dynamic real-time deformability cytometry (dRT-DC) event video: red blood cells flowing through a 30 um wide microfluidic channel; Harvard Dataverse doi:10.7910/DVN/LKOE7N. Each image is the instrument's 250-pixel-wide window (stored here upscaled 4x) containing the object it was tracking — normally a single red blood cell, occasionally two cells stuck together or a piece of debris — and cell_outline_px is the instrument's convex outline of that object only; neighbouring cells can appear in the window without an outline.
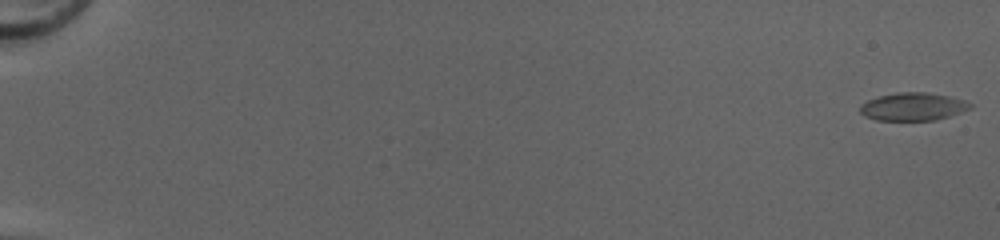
{"species": "common noctule bat (a hibernating species)", "species_latin": "Nyctalus noctula", "temperature_condition": "cold", "stored_images_in_passage": 52, "camera_frame_rate_fps": 3000, "um_per_image_px": 0.085, "animal": {"sex": "female", "body_mass_g": 20.0, "forearm_length_mm": 54.0}, "frame": {"image": 1, "passage_image": 1, "time_ms": 0.0, "image_size_px": [1000, 240], "cell_outline_px": [[972, 108], [936, 120], [876, 120], [864, 116], [860, 112], [860, 104], [868, 100], [880, 96], [896, 92], [924, 92], [948, 96], [964, 100], [972, 104]], "centroid_in_image_um": [77.58, 9.06], "position_along_channel_um": 7.4, "area_um2": 17.8}}
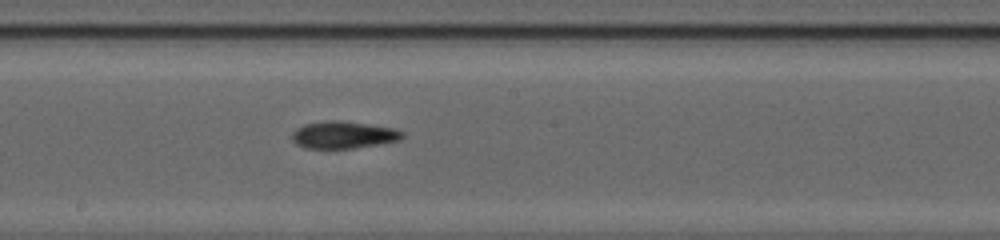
{"frame": {"image": 2, "passage_image": 31, "time_ms": 10.0, "image_size_px": [1000, 240], "cell_outline_px": [[404, 136], [400, 140], [380, 144], [352, 148], [304, 148], [296, 144], [292, 140], [292, 132], [296, 128], [304, 124], [328, 120], [340, 120], [396, 128], [404, 132]], "centroid_in_image_um": [29.2, 11.46], "position_along_channel_um": 219.0, "area_um2": 17.63}}
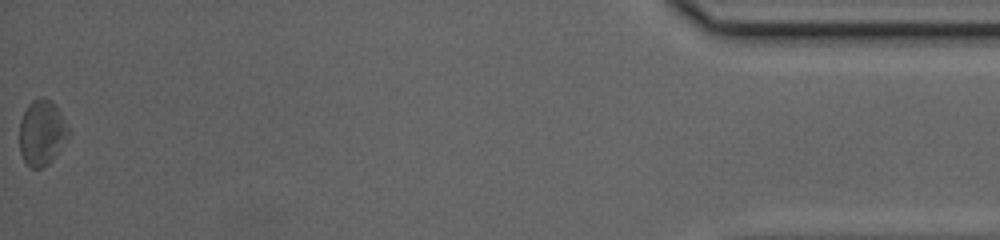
{"frame": {"image": 3, "passage_image": 52, "time_ms": 17.0, "image_size_px": [1000, 240], "cell_outline_px": [[68, 136], [52, 160], [48, 164], [40, 168], [32, 168], [24, 160], [20, 152], [20, 120], [28, 104], [32, 100], [40, 96], [44, 96], [52, 100], [68, 128]], "centroid_in_image_um": [3.53, 11.25], "position_along_channel_um": 431.7, "area_um2": 18.38}, "authors_computed_cell_mechanics": {"area_um2": 17.629, "velocity_mm_per_s": 4.2136, "shape_relaxation_time_tau1_ms": null, "shape_relaxation_time_tau2_ms": 7.6177, "deformation_change_tau1": null, "deformation_change_tau2": 0.1896}}